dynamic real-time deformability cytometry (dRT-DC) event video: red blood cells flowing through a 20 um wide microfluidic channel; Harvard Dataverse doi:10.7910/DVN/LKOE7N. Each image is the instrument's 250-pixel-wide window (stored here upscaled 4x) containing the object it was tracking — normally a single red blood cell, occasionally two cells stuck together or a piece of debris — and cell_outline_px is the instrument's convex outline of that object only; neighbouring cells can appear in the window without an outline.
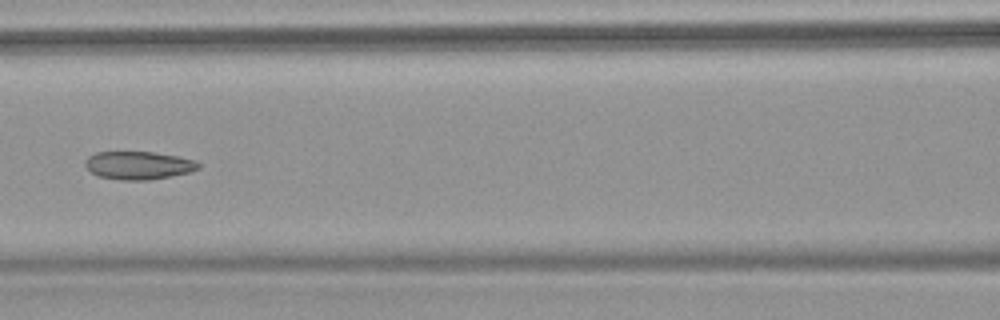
{"species": "common noctule bat (a hibernating species)", "species_latin": "Nyctalus noctula", "temperature_condition": "warm", "stored_images_in_passage": 8, "camera_frame_rate_fps": 3000, "um_per_image_px": 0.085, "animal": {"sex": "female", "body_mass_g": 18.4}, "frame": {"image": 1, "passage_image": 7, "time_ms": 7.333, "image_size_px": [1000, 320], "cell_outline_px": [[200, 168], [192, 172], [148, 180], [120, 180], [96, 176], [84, 164], [84, 160], [88, 156], [96, 152], [152, 152], [176, 156], [196, 160], [200, 164]], "centroid_in_image_um": [11.77, 14.06], "position_along_channel_um": 154.8, "area_um2": 18.61}}
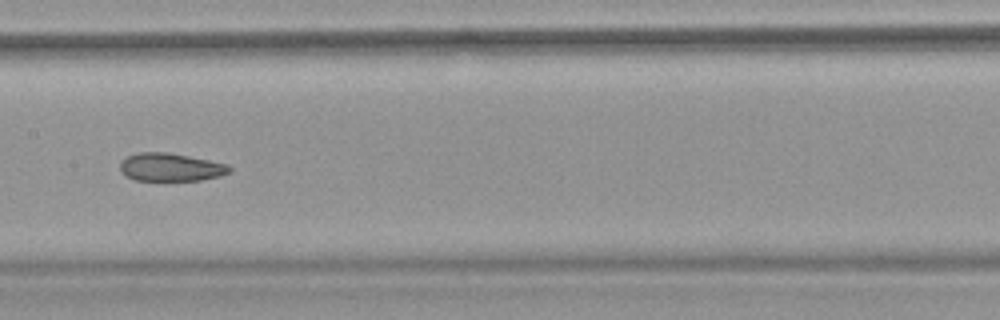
{"frame": {"image": 2, "passage_image": 8, "time_ms": 8.333, "image_size_px": [1000, 320], "cell_outline_px": [[232, 172], [220, 176], [200, 180], [136, 180], [128, 176], [120, 168], [120, 160], [128, 156], [140, 152], [168, 152], [228, 164], [232, 168]], "centroid_in_image_um": [14.54, 14.2], "position_along_channel_um": 192.9, "area_um2": 17.74}}